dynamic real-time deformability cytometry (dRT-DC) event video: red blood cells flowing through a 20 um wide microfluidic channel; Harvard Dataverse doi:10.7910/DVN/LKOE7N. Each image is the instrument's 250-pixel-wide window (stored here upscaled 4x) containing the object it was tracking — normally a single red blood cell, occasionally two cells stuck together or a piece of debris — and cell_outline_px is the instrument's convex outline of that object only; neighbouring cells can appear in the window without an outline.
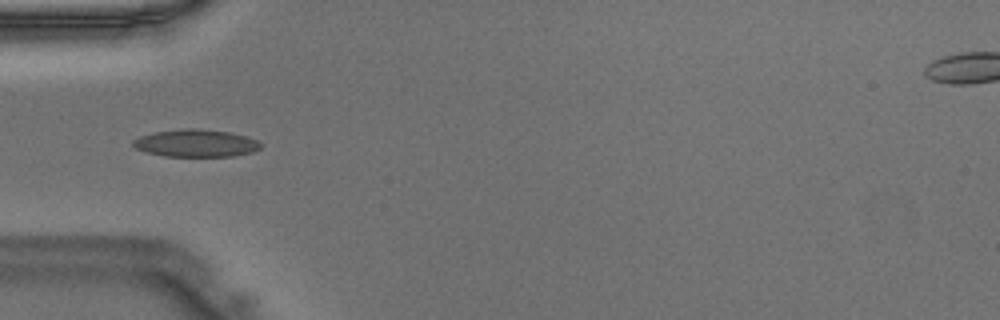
{"species": "Egyptian fruit bat (a non-hibernating species)", "species_latin": "Rousettus aegyptiacus", "temperature_condition": "warm", "stored_images_in_passage": 4, "camera_frame_rate_fps": 3000, "um_per_image_px": 0.085, "animal": {"sex": "male"}, "frame": {"image": 1, "passage_image": 2, "time_ms": 0.333, "image_size_px": [1000, 320], "cell_outline_px": [[260, 148], [252, 152], [236, 156], [164, 156], [144, 152], [136, 148], [132, 144], [132, 140], [140, 136], [156, 132], [184, 128], [200, 128], [228, 132], [244, 136], [256, 140], [260, 144]], "centroid_in_image_um": [16.62, 12.17], "position_along_channel_um": 68.4, "area_um2": 20.35}}